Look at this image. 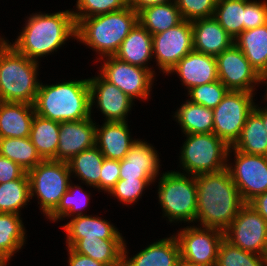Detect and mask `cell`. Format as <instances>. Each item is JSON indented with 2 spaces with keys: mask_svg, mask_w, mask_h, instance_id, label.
<instances>
[{
  "mask_svg": "<svg viewBox=\"0 0 267 266\" xmlns=\"http://www.w3.org/2000/svg\"><path fill=\"white\" fill-rule=\"evenodd\" d=\"M186 227L176 238L180 246L181 263L215 266L224 231L217 228Z\"/></svg>",
  "mask_w": 267,
  "mask_h": 266,
  "instance_id": "cell-11",
  "label": "cell"
},
{
  "mask_svg": "<svg viewBox=\"0 0 267 266\" xmlns=\"http://www.w3.org/2000/svg\"><path fill=\"white\" fill-rule=\"evenodd\" d=\"M180 266H207V265H193V264L181 263Z\"/></svg>",
  "mask_w": 267,
  "mask_h": 266,
  "instance_id": "cell-52",
  "label": "cell"
},
{
  "mask_svg": "<svg viewBox=\"0 0 267 266\" xmlns=\"http://www.w3.org/2000/svg\"><path fill=\"white\" fill-rule=\"evenodd\" d=\"M213 17L235 39L244 31L245 0H217Z\"/></svg>",
  "mask_w": 267,
  "mask_h": 266,
  "instance_id": "cell-35",
  "label": "cell"
},
{
  "mask_svg": "<svg viewBox=\"0 0 267 266\" xmlns=\"http://www.w3.org/2000/svg\"><path fill=\"white\" fill-rule=\"evenodd\" d=\"M181 164L188 174L197 176L227 168L230 147L214 133L185 134Z\"/></svg>",
  "mask_w": 267,
  "mask_h": 266,
  "instance_id": "cell-6",
  "label": "cell"
},
{
  "mask_svg": "<svg viewBox=\"0 0 267 266\" xmlns=\"http://www.w3.org/2000/svg\"><path fill=\"white\" fill-rule=\"evenodd\" d=\"M30 184L28 174L22 178L0 184V213H15L29 202Z\"/></svg>",
  "mask_w": 267,
  "mask_h": 266,
  "instance_id": "cell-36",
  "label": "cell"
},
{
  "mask_svg": "<svg viewBox=\"0 0 267 266\" xmlns=\"http://www.w3.org/2000/svg\"><path fill=\"white\" fill-rule=\"evenodd\" d=\"M0 38V101L33 105L40 87L38 61L19 53Z\"/></svg>",
  "mask_w": 267,
  "mask_h": 266,
  "instance_id": "cell-5",
  "label": "cell"
},
{
  "mask_svg": "<svg viewBox=\"0 0 267 266\" xmlns=\"http://www.w3.org/2000/svg\"><path fill=\"white\" fill-rule=\"evenodd\" d=\"M232 147L247 154L267 156V131L261 116L254 109L248 115L240 137Z\"/></svg>",
  "mask_w": 267,
  "mask_h": 266,
  "instance_id": "cell-30",
  "label": "cell"
},
{
  "mask_svg": "<svg viewBox=\"0 0 267 266\" xmlns=\"http://www.w3.org/2000/svg\"><path fill=\"white\" fill-rule=\"evenodd\" d=\"M196 219L203 227L225 231L245 204L227 168L196 176Z\"/></svg>",
  "mask_w": 267,
  "mask_h": 266,
  "instance_id": "cell-1",
  "label": "cell"
},
{
  "mask_svg": "<svg viewBox=\"0 0 267 266\" xmlns=\"http://www.w3.org/2000/svg\"><path fill=\"white\" fill-rule=\"evenodd\" d=\"M244 31L267 24V3L245 0Z\"/></svg>",
  "mask_w": 267,
  "mask_h": 266,
  "instance_id": "cell-43",
  "label": "cell"
},
{
  "mask_svg": "<svg viewBox=\"0 0 267 266\" xmlns=\"http://www.w3.org/2000/svg\"><path fill=\"white\" fill-rule=\"evenodd\" d=\"M134 142L126 122H105L96 127V146L106 159H124Z\"/></svg>",
  "mask_w": 267,
  "mask_h": 266,
  "instance_id": "cell-23",
  "label": "cell"
},
{
  "mask_svg": "<svg viewBox=\"0 0 267 266\" xmlns=\"http://www.w3.org/2000/svg\"><path fill=\"white\" fill-rule=\"evenodd\" d=\"M90 85L91 110L95 98L97 106L106 116V122H127L133 100L116 85L106 81L101 75L88 79Z\"/></svg>",
  "mask_w": 267,
  "mask_h": 266,
  "instance_id": "cell-17",
  "label": "cell"
},
{
  "mask_svg": "<svg viewBox=\"0 0 267 266\" xmlns=\"http://www.w3.org/2000/svg\"><path fill=\"white\" fill-rule=\"evenodd\" d=\"M253 93L228 91L213 109V133L229 147L239 139L248 115L253 111Z\"/></svg>",
  "mask_w": 267,
  "mask_h": 266,
  "instance_id": "cell-9",
  "label": "cell"
},
{
  "mask_svg": "<svg viewBox=\"0 0 267 266\" xmlns=\"http://www.w3.org/2000/svg\"><path fill=\"white\" fill-rule=\"evenodd\" d=\"M148 143L135 140L125 158L120 160V179L151 178L159 172L157 151Z\"/></svg>",
  "mask_w": 267,
  "mask_h": 266,
  "instance_id": "cell-19",
  "label": "cell"
},
{
  "mask_svg": "<svg viewBox=\"0 0 267 266\" xmlns=\"http://www.w3.org/2000/svg\"><path fill=\"white\" fill-rule=\"evenodd\" d=\"M225 239L247 252L267 255V221L248 203L224 231Z\"/></svg>",
  "mask_w": 267,
  "mask_h": 266,
  "instance_id": "cell-10",
  "label": "cell"
},
{
  "mask_svg": "<svg viewBox=\"0 0 267 266\" xmlns=\"http://www.w3.org/2000/svg\"><path fill=\"white\" fill-rule=\"evenodd\" d=\"M26 22L21 34L11 45L34 61L59 49L70 36L76 38V22L69 10L55 14L35 13Z\"/></svg>",
  "mask_w": 267,
  "mask_h": 266,
  "instance_id": "cell-2",
  "label": "cell"
},
{
  "mask_svg": "<svg viewBox=\"0 0 267 266\" xmlns=\"http://www.w3.org/2000/svg\"><path fill=\"white\" fill-rule=\"evenodd\" d=\"M184 19L176 2L153 5L144 8L138 13V22L146 28L151 35L162 33L175 27Z\"/></svg>",
  "mask_w": 267,
  "mask_h": 266,
  "instance_id": "cell-28",
  "label": "cell"
},
{
  "mask_svg": "<svg viewBox=\"0 0 267 266\" xmlns=\"http://www.w3.org/2000/svg\"><path fill=\"white\" fill-rule=\"evenodd\" d=\"M34 115V105L0 101V138L29 137Z\"/></svg>",
  "mask_w": 267,
  "mask_h": 266,
  "instance_id": "cell-22",
  "label": "cell"
},
{
  "mask_svg": "<svg viewBox=\"0 0 267 266\" xmlns=\"http://www.w3.org/2000/svg\"><path fill=\"white\" fill-rule=\"evenodd\" d=\"M153 55L163 73L170 70L193 50V29L191 21L183 20L175 27L152 35Z\"/></svg>",
  "mask_w": 267,
  "mask_h": 266,
  "instance_id": "cell-13",
  "label": "cell"
},
{
  "mask_svg": "<svg viewBox=\"0 0 267 266\" xmlns=\"http://www.w3.org/2000/svg\"><path fill=\"white\" fill-rule=\"evenodd\" d=\"M229 90L220 81L210 82L207 84L192 87L188 90L190 102L198 105H203L209 109H214L227 94Z\"/></svg>",
  "mask_w": 267,
  "mask_h": 266,
  "instance_id": "cell-38",
  "label": "cell"
},
{
  "mask_svg": "<svg viewBox=\"0 0 267 266\" xmlns=\"http://www.w3.org/2000/svg\"><path fill=\"white\" fill-rule=\"evenodd\" d=\"M176 72L187 89L218 80L216 57L192 50L169 73Z\"/></svg>",
  "mask_w": 267,
  "mask_h": 266,
  "instance_id": "cell-18",
  "label": "cell"
},
{
  "mask_svg": "<svg viewBox=\"0 0 267 266\" xmlns=\"http://www.w3.org/2000/svg\"><path fill=\"white\" fill-rule=\"evenodd\" d=\"M24 230L18 214L0 213V253L8 260L23 246Z\"/></svg>",
  "mask_w": 267,
  "mask_h": 266,
  "instance_id": "cell-34",
  "label": "cell"
},
{
  "mask_svg": "<svg viewBox=\"0 0 267 266\" xmlns=\"http://www.w3.org/2000/svg\"><path fill=\"white\" fill-rule=\"evenodd\" d=\"M0 155L17 163L26 172L42 161L29 137L0 138Z\"/></svg>",
  "mask_w": 267,
  "mask_h": 266,
  "instance_id": "cell-33",
  "label": "cell"
},
{
  "mask_svg": "<svg viewBox=\"0 0 267 266\" xmlns=\"http://www.w3.org/2000/svg\"><path fill=\"white\" fill-rule=\"evenodd\" d=\"M26 173L17 163L0 155V184L20 179Z\"/></svg>",
  "mask_w": 267,
  "mask_h": 266,
  "instance_id": "cell-45",
  "label": "cell"
},
{
  "mask_svg": "<svg viewBox=\"0 0 267 266\" xmlns=\"http://www.w3.org/2000/svg\"><path fill=\"white\" fill-rule=\"evenodd\" d=\"M104 156L97 146L82 151L68 161L70 172L75 173L86 184L100 190V173Z\"/></svg>",
  "mask_w": 267,
  "mask_h": 266,
  "instance_id": "cell-32",
  "label": "cell"
},
{
  "mask_svg": "<svg viewBox=\"0 0 267 266\" xmlns=\"http://www.w3.org/2000/svg\"><path fill=\"white\" fill-rule=\"evenodd\" d=\"M75 189L79 190L80 187L77 185L72 186L71 184H69L68 191L64 193L57 207L47 216L49 219L56 221L66 216H73L74 213L76 216L83 215V213H81V209L87 206L89 200V197L87 196L89 195H86L85 193L84 195H82L83 197H81V195L76 196L74 195V191H76Z\"/></svg>",
  "mask_w": 267,
  "mask_h": 266,
  "instance_id": "cell-40",
  "label": "cell"
},
{
  "mask_svg": "<svg viewBox=\"0 0 267 266\" xmlns=\"http://www.w3.org/2000/svg\"><path fill=\"white\" fill-rule=\"evenodd\" d=\"M9 260L0 253V266H7Z\"/></svg>",
  "mask_w": 267,
  "mask_h": 266,
  "instance_id": "cell-51",
  "label": "cell"
},
{
  "mask_svg": "<svg viewBox=\"0 0 267 266\" xmlns=\"http://www.w3.org/2000/svg\"><path fill=\"white\" fill-rule=\"evenodd\" d=\"M138 23V13L130 6L83 18L76 25V38L101 52L100 56H114L123 40Z\"/></svg>",
  "mask_w": 267,
  "mask_h": 266,
  "instance_id": "cell-4",
  "label": "cell"
},
{
  "mask_svg": "<svg viewBox=\"0 0 267 266\" xmlns=\"http://www.w3.org/2000/svg\"><path fill=\"white\" fill-rule=\"evenodd\" d=\"M119 173L120 160L104 158L100 173V189L109 193L120 179Z\"/></svg>",
  "mask_w": 267,
  "mask_h": 266,
  "instance_id": "cell-44",
  "label": "cell"
},
{
  "mask_svg": "<svg viewBox=\"0 0 267 266\" xmlns=\"http://www.w3.org/2000/svg\"><path fill=\"white\" fill-rule=\"evenodd\" d=\"M234 168L227 165L230 176L237 186L241 199L249 203L257 195L267 191V156L247 154L234 149Z\"/></svg>",
  "mask_w": 267,
  "mask_h": 266,
  "instance_id": "cell-12",
  "label": "cell"
},
{
  "mask_svg": "<svg viewBox=\"0 0 267 266\" xmlns=\"http://www.w3.org/2000/svg\"><path fill=\"white\" fill-rule=\"evenodd\" d=\"M154 72L123 62L114 56H108L100 75L134 100L135 98H148Z\"/></svg>",
  "mask_w": 267,
  "mask_h": 266,
  "instance_id": "cell-14",
  "label": "cell"
},
{
  "mask_svg": "<svg viewBox=\"0 0 267 266\" xmlns=\"http://www.w3.org/2000/svg\"><path fill=\"white\" fill-rule=\"evenodd\" d=\"M182 18L193 21L214 16L217 0H175Z\"/></svg>",
  "mask_w": 267,
  "mask_h": 266,
  "instance_id": "cell-42",
  "label": "cell"
},
{
  "mask_svg": "<svg viewBox=\"0 0 267 266\" xmlns=\"http://www.w3.org/2000/svg\"><path fill=\"white\" fill-rule=\"evenodd\" d=\"M193 29V50L217 56L234 44L232 38L214 17L191 21Z\"/></svg>",
  "mask_w": 267,
  "mask_h": 266,
  "instance_id": "cell-20",
  "label": "cell"
},
{
  "mask_svg": "<svg viewBox=\"0 0 267 266\" xmlns=\"http://www.w3.org/2000/svg\"><path fill=\"white\" fill-rule=\"evenodd\" d=\"M171 0H129V6L137 13L146 7L169 3Z\"/></svg>",
  "mask_w": 267,
  "mask_h": 266,
  "instance_id": "cell-48",
  "label": "cell"
},
{
  "mask_svg": "<svg viewBox=\"0 0 267 266\" xmlns=\"http://www.w3.org/2000/svg\"><path fill=\"white\" fill-rule=\"evenodd\" d=\"M59 143L55 161L68 162L74 156L96 145V125L91 117L59 122Z\"/></svg>",
  "mask_w": 267,
  "mask_h": 266,
  "instance_id": "cell-16",
  "label": "cell"
},
{
  "mask_svg": "<svg viewBox=\"0 0 267 266\" xmlns=\"http://www.w3.org/2000/svg\"><path fill=\"white\" fill-rule=\"evenodd\" d=\"M216 62L218 80L229 91H254L253 83L258 84L259 74L235 44L217 55Z\"/></svg>",
  "mask_w": 267,
  "mask_h": 266,
  "instance_id": "cell-15",
  "label": "cell"
},
{
  "mask_svg": "<svg viewBox=\"0 0 267 266\" xmlns=\"http://www.w3.org/2000/svg\"><path fill=\"white\" fill-rule=\"evenodd\" d=\"M129 6V0H77V11H72L76 25L91 16L117 11Z\"/></svg>",
  "mask_w": 267,
  "mask_h": 266,
  "instance_id": "cell-39",
  "label": "cell"
},
{
  "mask_svg": "<svg viewBox=\"0 0 267 266\" xmlns=\"http://www.w3.org/2000/svg\"><path fill=\"white\" fill-rule=\"evenodd\" d=\"M123 239L81 238L71 248L106 266H123Z\"/></svg>",
  "mask_w": 267,
  "mask_h": 266,
  "instance_id": "cell-26",
  "label": "cell"
},
{
  "mask_svg": "<svg viewBox=\"0 0 267 266\" xmlns=\"http://www.w3.org/2000/svg\"><path fill=\"white\" fill-rule=\"evenodd\" d=\"M63 227L67 233V247H72L81 238L123 239L115 226L97 216H75Z\"/></svg>",
  "mask_w": 267,
  "mask_h": 266,
  "instance_id": "cell-24",
  "label": "cell"
},
{
  "mask_svg": "<svg viewBox=\"0 0 267 266\" xmlns=\"http://www.w3.org/2000/svg\"><path fill=\"white\" fill-rule=\"evenodd\" d=\"M35 114L57 122L84 120L91 117L88 79L40 84L34 102Z\"/></svg>",
  "mask_w": 267,
  "mask_h": 266,
  "instance_id": "cell-3",
  "label": "cell"
},
{
  "mask_svg": "<svg viewBox=\"0 0 267 266\" xmlns=\"http://www.w3.org/2000/svg\"><path fill=\"white\" fill-rule=\"evenodd\" d=\"M267 83V66L265 67V69L259 74V83L261 82H265ZM267 85V84H266ZM267 91V90H266ZM267 99V94H266V98Z\"/></svg>",
  "mask_w": 267,
  "mask_h": 266,
  "instance_id": "cell-50",
  "label": "cell"
},
{
  "mask_svg": "<svg viewBox=\"0 0 267 266\" xmlns=\"http://www.w3.org/2000/svg\"><path fill=\"white\" fill-rule=\"evenodd\" d=\"M179 172H165L160 178L158 198L169 221L193 222L197 212L196 176Z\"/></svg>",
  "mask_w": 267,
  "mask_h": 266,
  "instance_id": "cell-7",
  "label": "cell"
},
{
  "mask_svg": "<svg viewBox=\"0 0 267 266\" xmlns=\"http://www.w3.org/2000/svg\"><path fill=\"white\" fill-rule=\"evenodd\" d=\"M69 252V266H106L88 256L75 252L71 247H67Z\"/></svg>",
  "mask_w": 267,
  "mask_h": 266,
  "instance_id": "cell-46",
  "label": "cell"
},
{
  "mask_svg": "<svg viewBox=\"0 0 267 266\" xmlns=\"http://www.w3.org/2000/svg\"><path fill=\"white\" fill-rule=\"evenodd\" d=\"M123 248V266H180V246L176 236L152 243L133 258ZM129 259V260H128Z\"/></svg>",
  "mask_w": 267,
  "mask_h": 266,
  "instance_id": "cell-21",
  "label": "cell"
},
{
  "mask_svg": "<svg viewBox=\"0 0 267 266\" xmlns=\"http://www.w3.org/2000/svg\"><path fill=\"white\" fill-rule=\"evenodd\" d=\"M150 182H153L151 178L119 179L109 193L122 203L131 204L139 199Z\"/></svg>",
  "mask_w": 267,
  "mask_h": 266,
  "instance_id": "cell-41",
  "label": "cell"
},
{
  "mask_svg": "<svg viewBox=\"0 0 267 266\" xmlns=\"http://www.w3.org/2000/svg\"><path fill=\"white\" fill-rule=\"evenodd\" d=\"M215 266H267V258L236 247L224 238Z\"/></svg>",
  "mask_w": 267,
  "mask_h": 266,
  "instance_id": "cell-37",
  "label": "cell"
},
{
  "mask_svg": "<svg viewBox=\"0 0 267 266\" xmlns=\"http://www.w3.org/2000/svg\"><path fill=\"white\" fill-rule=\"evenodd\" d=\"M59 130V122L34 115L29 138L42 160L56 158Z\"/></svg>",
  "mask_w": 267,
  "mask_h": 266,
  "instance_id": "cell-29",
  "label": "cell"
},
{
  "mask_svg": "<svg viewBox=\"0 0 267 266\" xmlns=\"http://www.w3.org/2000/svg\"><path fill=\"white\" fill-rule=\"evenodd\" d=\"M184 134L213 133V109L186 101L175 114Z\"/></svg>",
  "mask_w": 267,
  "mask_h": 266,
  "instance_id": "cell-31",
  "label": "cell"
},
{
  "mask_svg": "<svg viewBox=\"0 0 267 266\" xmlns=\"http://www.w3.org/2000/svg\"><path fill=\"white\" fill-rule=\"evenodd\" d=\"M250 204L267 221V191L257 195Z\"/></svg>",
  "mask_w": 267,
  "mask_h": 266,
  "instance_id": "cell-47",
  "label": "cell"
},
{
  "mask_svg": "<svg viewBox=\"0 0 267 266\" xmlns=\"http://www.w3.org/2000/svg\"><path fill=\"white\" fill-rule=\"evenodd\" d=\"M153 56L152 35L139 22L130 31L114 55L117 59L146 69L148 60ZM146 65V66H145Z\"/></svg>",
  "mask_w": 267,
  "mask_h": 266,
  "instance_id": "cell-25",
  "label": "cell"
},
{
  "mask_svg": "<svg viewBox=\"0 0 267 266\" xmlns=\"http://www.w3.org/2000/svg\"><path fill=\"white\" fill-rule=\"evenodd\" d=\"M30 184V197L35 194L40 199L41 209L49 215L59 204L69 188L71 176L68 162L42 160L27 172Z\"/></svg>",
  "mask_w": 267,
  "mask_h": 266,
  "instance_id": "cell-8",
  "label": "cell"
},
{
  "mask_svg": "<svg viewBox=\"0 0 267 266\" xmlns=\"http://www.w3.org/2000/svg\"><path fill=\"white\" fill-rule=\"evenodd\" d=\"M254 110L261 116L264 127L267 131V108L260 109L259 107L257 108V106L255 105Z\"/></svg>",
  "mask_w": 267,
  "mask_h": 266,
  "instance_id": "cell-49",
  "label": "cell"
},
{
  "mask_svg": "<svg viewBox=\"0 0 267 266\" xmlns=\"http://www.w3.org/2000/svg\"><path fill=\"white\" fill-rule=\"evenodd\" d=\"M234 44L260 74L267 66V24L241 32Z\"/></svg>",
  "mask_w": 267,
  "mask_h": 266,
  "instance_id": "cell-27",
  "label": "cell"
}]
</instances>
